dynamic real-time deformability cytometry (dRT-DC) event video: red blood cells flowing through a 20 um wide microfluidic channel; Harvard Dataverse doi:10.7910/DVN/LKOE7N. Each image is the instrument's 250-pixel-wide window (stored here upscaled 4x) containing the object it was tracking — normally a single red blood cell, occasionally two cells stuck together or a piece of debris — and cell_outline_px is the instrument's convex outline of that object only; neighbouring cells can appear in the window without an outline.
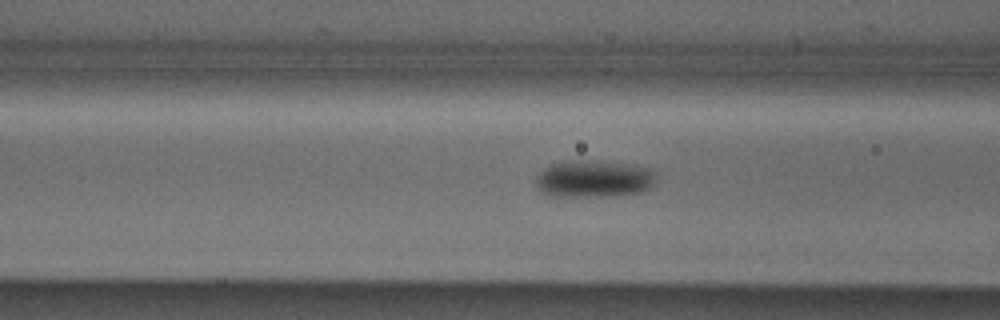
{"species": "Egyptian fruit bat (a non-hibernating species)", "species_latin": "Rousettus aegyptiacus", "temperature_condition": "cold", "stored_images_in_passage": 35, "camera_frame_rate_fps": 3000, "um_per_image_px": 0.085, "animal": {"sex": "male"}, "frame": {"image": 1, "passage_image": 14, "time_ms": 4.333, "image_size_px": [1000, 320], "cell_outline_px": [[656, 172], [652, 184], [648, 188], [640, 192], [604, 196], [548, 196], [540, 192], [536, 188], [536, 180], [540, 172], [544, 168], [552, 164], [588, 160], [628, 164], [648, 168]], "centroid_in_image_um": [50.43, 15.21], "position_along_channel_um": 116.2, "area_um2": 25.61}}
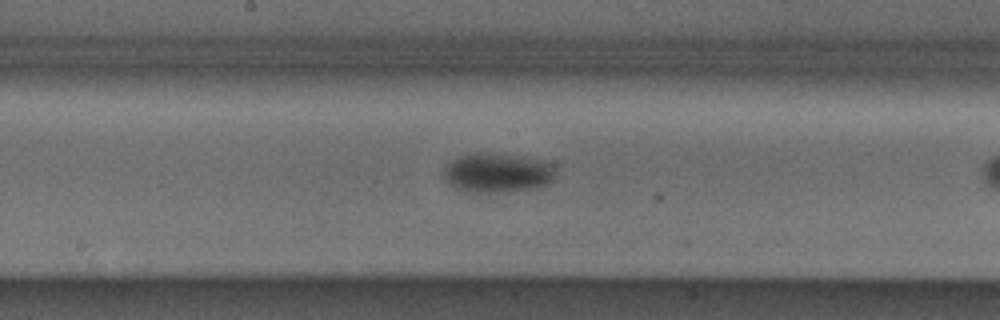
{"frame": {"image": 2, "passage_image": 21, "time_ms": 6.667, "image_size_px": [1000, 320], "cell_outline_px": [[556, 172], [552, 180], [548, 184], [532, 188], [488, 192], [468, 192], [456, 188], [448, 184], [444, 176], [444, 168], [452, 160], [460, 156], [476, 152], [488, 152], [556, 164]], "centroid_in_image_um": [42.25, 14.69], "position_along_channel_um": 206.0, "area_um2": 25.2}}
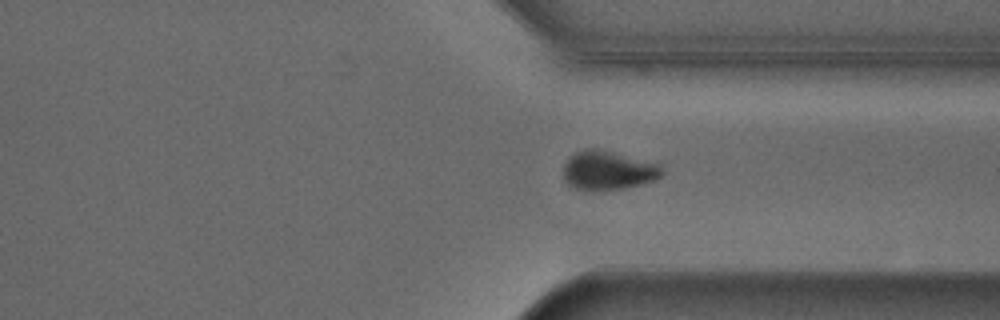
{"frame": {"image": 3, "passage_image": 33, "time_ms": 10.667, "image_size_px": [1000, 320], "cell_outline_px": [[664, 172], [656, 180], [624, 188], [592, 192], [576, 188], [568, 184], [564, 180], [564, 164], [568, 156], [584, 148], [592, 148], [660, 164]], "centroid_in_image_um": [51.65, 14.51], "position_along_channel_um": 359.8, "area_um2": 22.37}}